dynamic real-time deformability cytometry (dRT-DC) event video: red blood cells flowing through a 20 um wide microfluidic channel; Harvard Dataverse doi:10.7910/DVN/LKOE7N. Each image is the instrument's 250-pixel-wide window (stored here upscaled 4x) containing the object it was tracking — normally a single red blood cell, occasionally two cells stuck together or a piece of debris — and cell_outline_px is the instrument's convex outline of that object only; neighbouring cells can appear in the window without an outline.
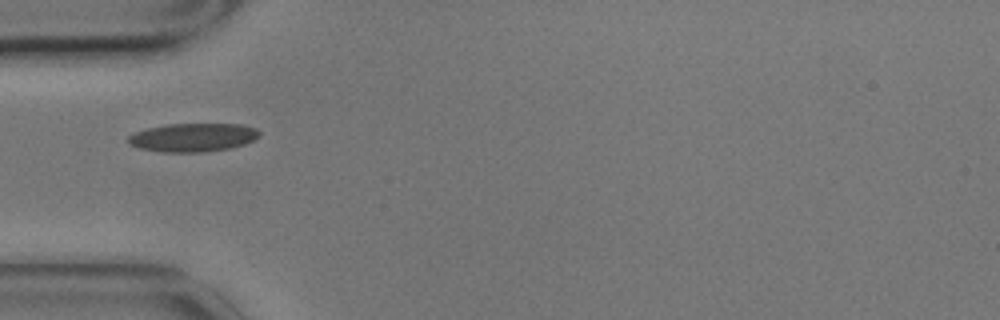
{"species": "common noctule bat (a hibernating species)", "species_latin": "Nyctalus noctula", "temperature_condition": "cold", "stored_images_in_passage": 1, "camera_frame_rate_fps": 3000, "um_per_image_px": 0.085, "animal": {"sex": "male", "body_mass_g": 17.9}, "frame": {"image": 1, "passage_image": 1, "time_ms": 0.0, "image_size_px": [1000, 320], "cell_outline_px": [[260, 136], [244, 144], [232, 148], [204, 152], [160, 152], [140, 148], [128, 144], [124, 140], [132, 132], [148, 128], [168, 124], [240, 124], [256, 128], [260, 132]], "centroid_in_image_um": [16.35, 11.68], "position_along_channel_um": 68.6, "area_um2": 22.02}}